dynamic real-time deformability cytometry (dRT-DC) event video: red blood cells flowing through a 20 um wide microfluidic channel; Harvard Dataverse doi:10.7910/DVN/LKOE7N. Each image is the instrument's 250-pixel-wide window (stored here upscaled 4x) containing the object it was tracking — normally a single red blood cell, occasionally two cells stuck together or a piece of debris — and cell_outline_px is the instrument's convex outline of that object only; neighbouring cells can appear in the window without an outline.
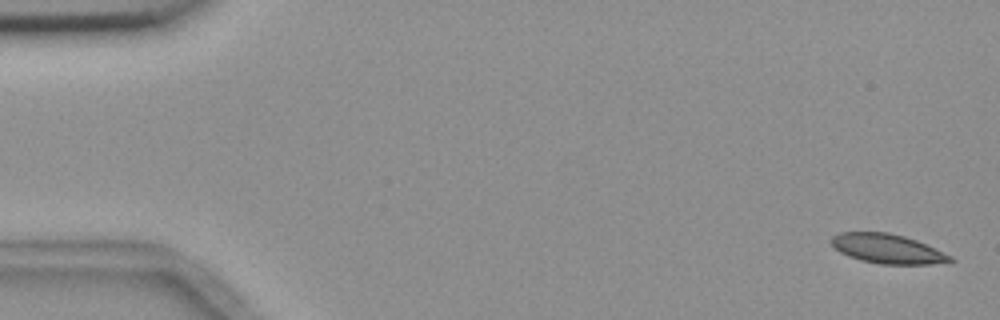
{"species": "common noctule bat (a hibernating species)", "species_latin": "Nyctalus noctula", "temperature_condition": "room temperature", "stored_images_in_passage": 3, "camera_frame_rate_fps": 3000, "um_per_image_px": 0.085, "animal": {"sex": "female", "body_mass_g": 18.4}, "frame": {"image": 1, "passage_image": 1, "time_ms": 0.0, "image_size_px": [1000, 320], "cell_outline_px": [[956, 260], [948, 264], [880, 264], [860, 260], [848, 256], [840, 252], [828, 240], [832, 236], [840, 232], [888, 232], [904, 236], [916, 240], [952, 256]], "centroid_in_image_um": [75.46, 21.15], "position_along_channel_um": 9.5, "area_um2": 20.58}}